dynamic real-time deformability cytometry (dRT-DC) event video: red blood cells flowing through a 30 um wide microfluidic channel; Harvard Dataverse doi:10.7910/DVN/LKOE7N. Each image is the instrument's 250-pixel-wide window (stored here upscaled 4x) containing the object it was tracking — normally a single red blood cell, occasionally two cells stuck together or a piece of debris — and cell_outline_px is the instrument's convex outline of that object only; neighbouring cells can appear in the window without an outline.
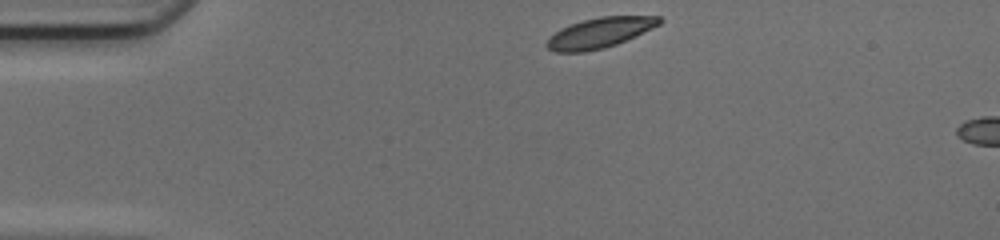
{"species": "common noctule bat (a hibernating species)", "species_latin": "Nyctalus noctula", "temperature_condition": "cold", "stored_images_in_passage": 5, "camera_frame_rate_fps": 3000, "um_per_image_px": 0.085, "animal": {"sex": "female", "body_mass_g": 17.0, "forearm_length_mm": 48.0}, "frame": {"image": 1, "passage_image": 1, "time_ms": 0.0, "image_size_px": [1000, 240], "cell_outline_px": [[664, 20], [660, 24], [636, 36], [616, 44], [604, 48], [584, 52], [556, 52], [548, 48], [544, 44], [548, 36], [560, 28], [584, 20], [600, 16], [660, 16]], "centroid_in_image_um": [50.96, 2.79], "position_along_channel_um": 34.0, "area_um2": 19.94}}